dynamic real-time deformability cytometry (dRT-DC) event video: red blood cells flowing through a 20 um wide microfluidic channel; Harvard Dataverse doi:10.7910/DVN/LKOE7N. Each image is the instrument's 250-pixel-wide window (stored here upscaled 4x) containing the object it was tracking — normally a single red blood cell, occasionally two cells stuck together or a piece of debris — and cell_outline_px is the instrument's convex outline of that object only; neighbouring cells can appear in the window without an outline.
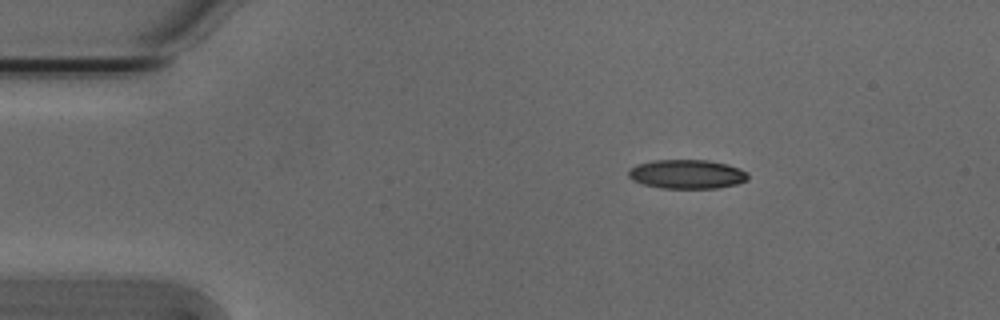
{"species": "Egyptian fruit bat (a non-hibernating species)", "species_latin": "Rousettus aegyptiacus", "temperature_condition": "cold", "stored_images_in_passage": 48, "camera_frame_rate_fps": 3000, "um_per_image_px": 0.085, "animal": {"sex": "male"}, "frame": {"image": 1, "passage_image": 3, "time_ms": 0.667, "image_size_px": [1000, 320], "cell_outline_px": [[748, 180], [736, 184], [716, 188], [660, 188], [644, 184], [632, 180], [628, 176], [628, 168], [636, 164], [652, 160], [708, 160], [728, 164], [740, 168], [748, 172]], "centroid_in_image_um": [58.38, 14.79], "position_along_channel_um": 26.6, "area_um2": 20.46}}
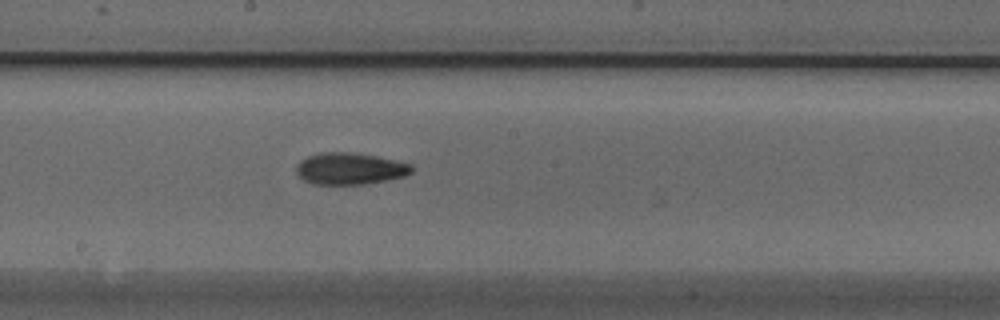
{"frame": {"image": 2, "passage_image": 23, "time_ms": 7.333, "image_size_px": [1000, 320], "cell_outline_px": [[412, 172], [404, 176], [364, 184], [312, 184], [304, 180], [296, 172], [296, 164], [300, 160], [308, 156], [320, 152], [352, 152], [376, 156], [412, 164]], "centroid_in_image_um": [29.71, 14.32], "position_along_channel_um": 218.5, "area_um2": 21.27}}
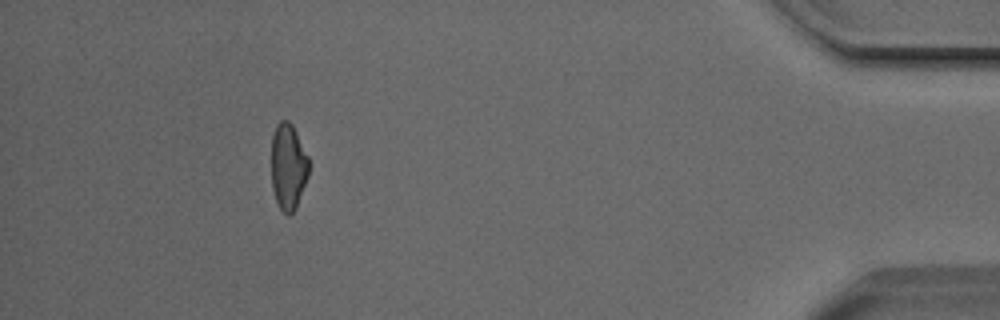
{"frame": {"image": 3, "passage_image": 43, "time_ms": 14.0, "image_size_px": [1000, 320], "cell_outline_px": [[308, 176], [296, 208], [288, 216], [280, 208], [276, 200], [272, 188], [272, 136], [276, 124], [280, 120], [288, 120], [292, 124], [308, 156]], "centroid_in_image_um": [24.49, 14.15], "position_along_channel_um": 410.7, "area_um2": 18.73}, "authors_computed_cell_mechanics": {"area_um2": 20.2589, "velocity_mm_per_s": 3.8161, "shape_relaxation_time_tau1_ms": 7.8773, "shape_relaxation_time_tau2_ms": 3.7279, "deformation_change_tau1": 0.2058, "deformation_change_tau2": 0.1142}}